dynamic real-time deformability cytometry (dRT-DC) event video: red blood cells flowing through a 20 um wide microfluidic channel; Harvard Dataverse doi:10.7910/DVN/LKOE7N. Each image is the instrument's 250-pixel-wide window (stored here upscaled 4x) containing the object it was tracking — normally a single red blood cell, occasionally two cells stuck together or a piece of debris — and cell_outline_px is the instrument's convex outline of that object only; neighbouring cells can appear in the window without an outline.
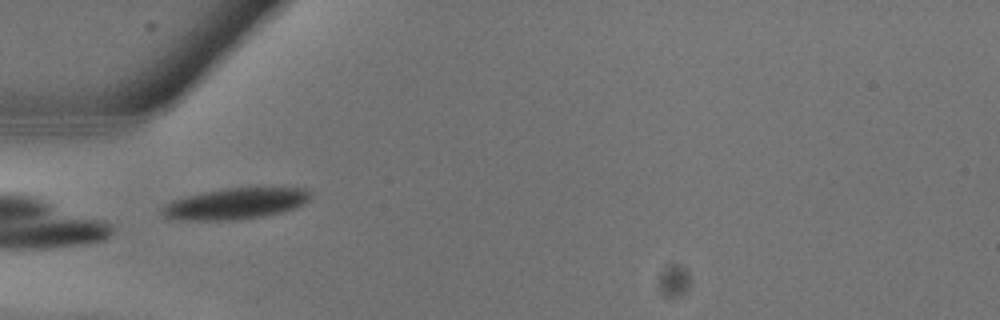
{"species": "common noctule bat (a hibernating species)", "species_latin": "Nyctalus noctula", "temperature_condition": "warm", "stored_images_in_passage": 6, "camera_frame_rate_fps": 3000, "um_per_image_px": 0.085, "animal": {"sex": "male", "body_mass_g": 13.3}, "frame": {"image": 1, "passage_image": 3, "time_ms": 0.667, "image_size_px": [1000, 320], "cell_outline_px": [[308, 200], [304, 204], [296, 208], [264, 216], [232, 220], [176, 220], [164, 216], [160, 212], [160, 208], [164, 204], [172, 200], [200, 192], [228, 188], [304, 188], [308, 192]], "centroid_in_image_um": [19.93, 17.32], "position_along_channel_um": 65.1, "area_um2": 26.82}}
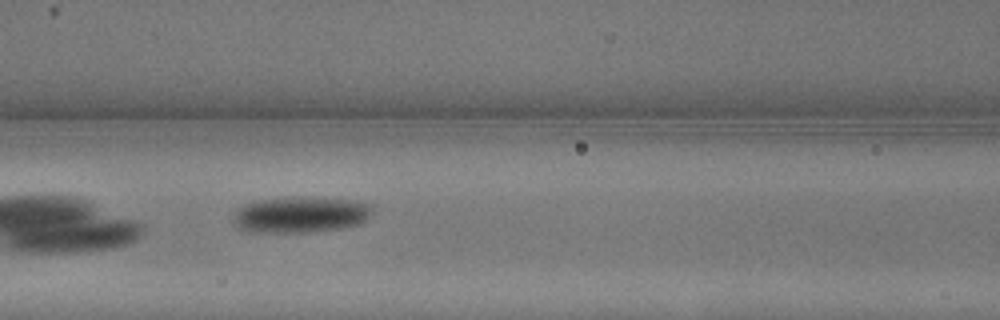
{"frame": {"image": 2, "passage_image": 6, "time_ms": 1.667, "image_size_px": [1000, 320], "cell_outline_px": [[372, 212], [360, 224], [340, 228], [312, 232], [252, 232], [236, 228], [232, 220], [236, 212], [240, 208], [248, 204], [260, 200], [296, 196], [300, 196], [348, 200], [372, 204]], "centroid_in_image_um": [25.54, 18.25], "position_along_channel_um": 141.1, "area_um2": 29.13}}